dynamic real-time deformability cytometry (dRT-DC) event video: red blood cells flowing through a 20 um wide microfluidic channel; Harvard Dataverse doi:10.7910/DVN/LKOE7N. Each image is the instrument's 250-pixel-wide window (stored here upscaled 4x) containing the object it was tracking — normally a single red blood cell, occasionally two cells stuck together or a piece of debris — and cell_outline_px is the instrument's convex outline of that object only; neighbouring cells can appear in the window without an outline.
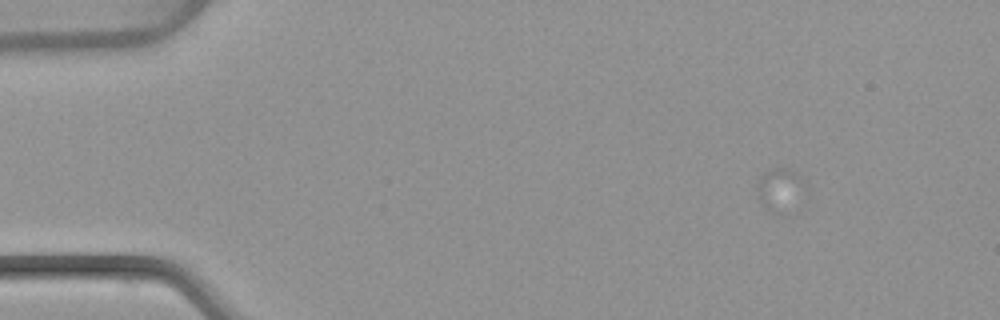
{"species": "common noctule bat (a hibernating species)", "species_latin": "Nyctalus noctula", "temperature_condition": "warm", "stored_images_in_passage": 1, "camera_frame_rate_fps": 3000, "um_per_image_px": 0.085, "animal": {"sex": "female", "body_mass_g": 22.7, "forearm_length_mm": 54.2}, "frame": {"image": 1, "passage_image": 1, "time_ms": 0.0, "image_size_px": [1000, 320], "cell_outline_px": [[808, 196], [780, 216], [768, 212], [760, 204], [756, 196], [756, 184], [760, 176], [764, 172], [772, 168], [792, 168], [808, 184]], "centroid_in_image_um": [66.36, 16.16], "position_along_channel_um": 18.6, "area_um2": 13.35}}